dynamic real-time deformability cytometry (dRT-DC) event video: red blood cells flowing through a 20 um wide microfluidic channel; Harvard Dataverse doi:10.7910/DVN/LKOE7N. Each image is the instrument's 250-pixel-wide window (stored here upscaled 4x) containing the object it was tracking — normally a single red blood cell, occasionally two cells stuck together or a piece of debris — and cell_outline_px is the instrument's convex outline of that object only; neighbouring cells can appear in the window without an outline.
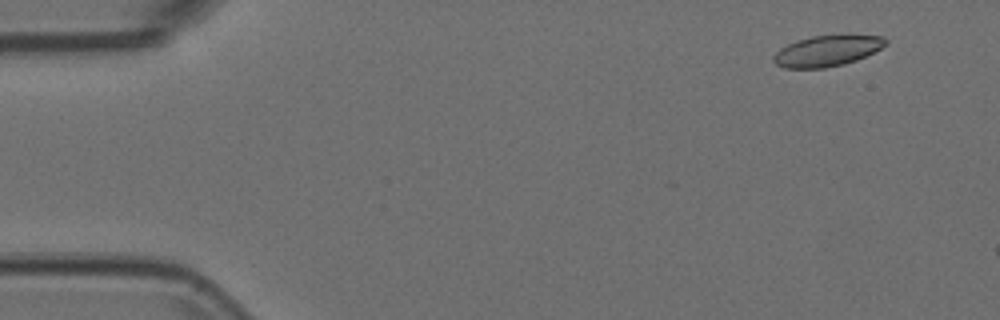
{"species": "Egyptian fruit bat (a non-hibernating species)", "species_latin": "Rousettus aegyptiacus", "temperature_condition": "room temperature", "stored_images_in_passage": 46, "camera_frame_rate_fps": 3000, "um_per_image_px": 0.085, "animal": {"sex": "female"}, "frame": {"image": 1, "passage_image": 5, "time_ms": 1.333, "image_size_px": [1000, 320], "cell_outline_px": [[888, 44], [856, 60], [844, 64], [824, 68], [784, 68], [776, 64], [772, 60], [772, 56], [780, 48], [796, 40], [812, 36], [884, 36], [888, 40]], "centroid_in_image_um": [70.26, 4.34], "position_along_channel_um": 14.7, "area_um2": 19.88}}
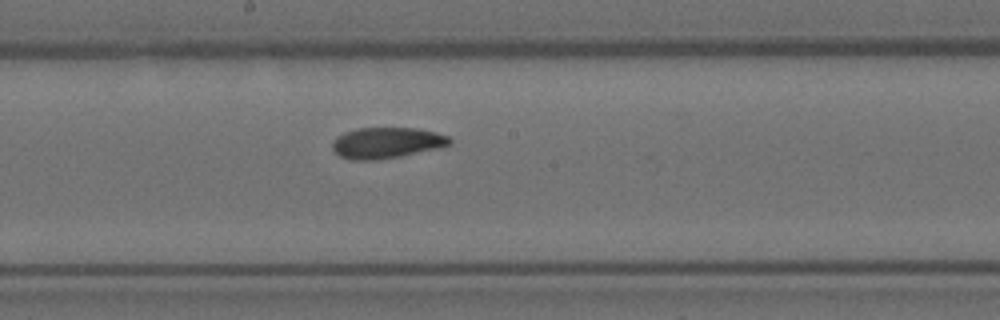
{"frame": {"image": 2, "passage_image": 30, "time_ms": 9.667, "image_size_px": [1000, 320], "cell_outline_px": [[452, 140], [448, 144], [436, 148], [400, 156], [376, 160], [352, 160], [340, 156], [332, 148], [332, 140], [344, 132], [356, 128], [416, 128], [448, 136]], "centroid_in_image_um": [32.79, 12.14], "position_along_channel_um": 215.4, "area_um2": 20.87}}
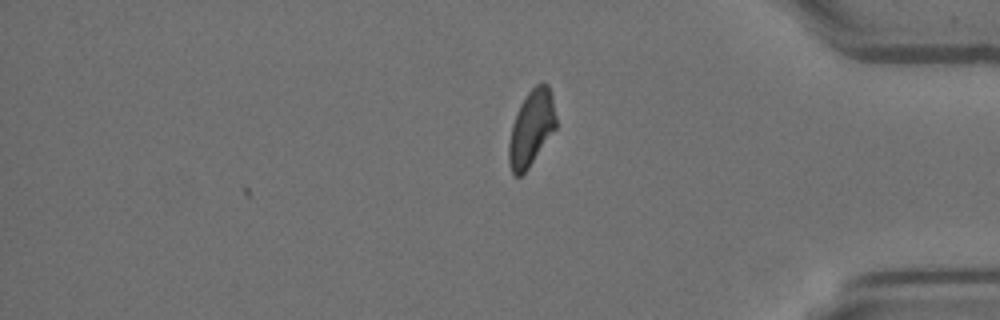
{"frame": {"image": 3, "passage_image": 46, "time_ms": 15.0, "image_size_px": [1000, 320], "cell_outline_px": [[556, 128], [528, 168], [520, 176], [516, 176], [512, 172], [508, 164], [508, 144], [512, 124], [520, 104], [528, 92], [536, 84], [548, 84], [552, 96], [556, 116]], "centroid_in_image_um": [45.15, 10.9], "position_along_channel_um": 390.1, "area_um2": 20.69}, "authors_computed_cell_mechanics": {"area_um2": 20.9525, "velocity_mm_per_s": 3.7158, "shape_relaxation_time_tau1_ms": 9.4829, "shape_relaxation_time_tau2_ms": 3.3055, "deformation_change_tau1": 0.1868, "deformation_change_tau2": 0.0845}}